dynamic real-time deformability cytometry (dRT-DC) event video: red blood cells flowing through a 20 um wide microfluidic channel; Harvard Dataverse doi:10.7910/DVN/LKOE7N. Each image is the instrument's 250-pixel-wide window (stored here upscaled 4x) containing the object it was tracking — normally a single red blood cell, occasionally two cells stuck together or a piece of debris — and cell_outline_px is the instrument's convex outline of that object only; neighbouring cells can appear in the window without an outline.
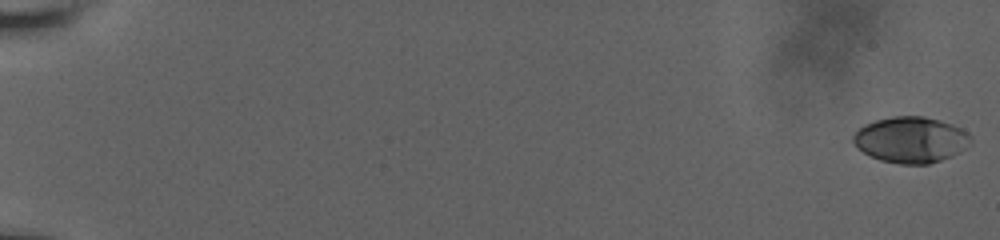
{"species": "human", "species_latin": "Homo sapiens", "temperature_condition": "room temperature", "stored_images_in_passage": 59, "camera_frame_rate_fps": 3000, "um_per_image_px": 0.085, "donor": {"sex": "male"}, "frame": {"image": 1, "passage_image": 1, "time_ms": 0.0, "image_size_px": [1000, 240], "cell_outline_px": [[972, 144], [952, 156], [928, 164], [900, 164], [880, 160], [856, 148], [852, 140], [852, 136], [864, 124], [876, 120], [892, 116], [924, 116], [940, 120], [964, 128], [972, 136]], "centroid_in_image_um": [77.45, 11.87], "position_along_channel_um": 7.5, "area_um2": 31.79}}
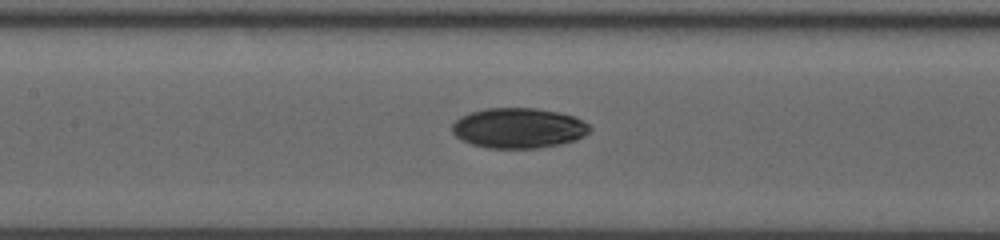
{"frame": {"image": 2, "passage_image": 31, "time_ms": 10.0, "image_size_px": [1000, 240], "cell_outline_px": [[592, 128], [584, 136], [576, 140], [560, 144], [536, 148], [488, 148], [472, 144], [456, 136], [452, 132], [452, 124], [460, 116], [484, 108], [536, 108], [560, 112], [576, 116], [584, 120]], "centroid_in_image_um": [44.11, 10.87], "position_along_channel_um": 163.3, "area_um2": 32.43}}
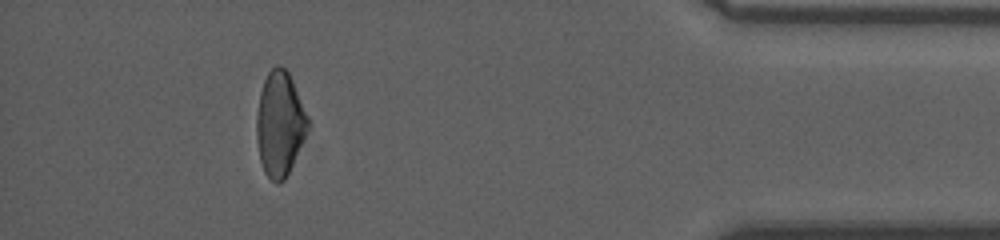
{"frame": {"image": 3, "passage_image": 54, "time_ms": 17.667, "image_size_px": [1000, 240], "cell_outline_px": [[312, 124], [284, 180], [280, 184], [276, 184], [264, 172], [260, 160], [256, 140], [256, 116], [260, 92], [264, 80], [268, 72], [276, 64], [280, 64], [288, 72], [312, 120]], "centroid_in_image_um": [23.81, 10.51], "position_along_channel_um": 411.4, "area_um2": 31.85}, "authors_computed_cell_mechanics": {"area_um2": 31.5588, "velocity_mm_per_s": 3.8166, "shape_relaxation_time_tau1_ms": 4.7626, "shape_relaxation_time_tau2_ms": 3.7193, "deformation_change_tau1": 0.1446, "deformation_change_tau2": 0.0657}}